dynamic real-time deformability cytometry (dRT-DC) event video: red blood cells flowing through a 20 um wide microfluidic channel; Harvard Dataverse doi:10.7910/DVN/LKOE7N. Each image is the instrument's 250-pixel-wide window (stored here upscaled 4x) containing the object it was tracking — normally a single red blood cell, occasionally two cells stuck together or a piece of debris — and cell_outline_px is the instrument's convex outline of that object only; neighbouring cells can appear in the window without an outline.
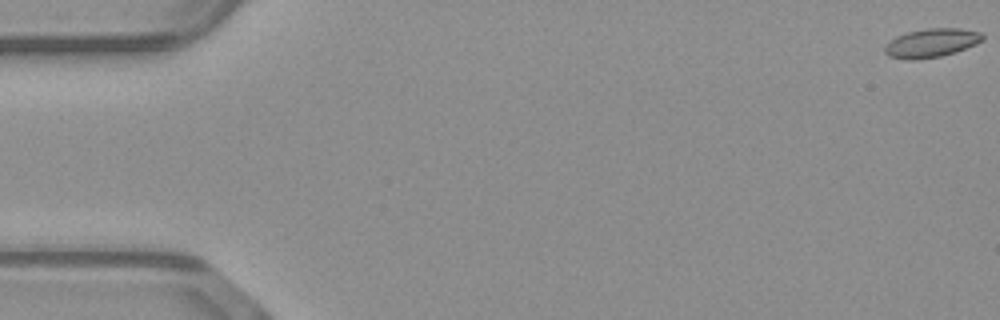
{"species": "common noctule bat (a hibernating species)", "species_latin": "Nyctalus noctula", "temperature_condition": "warm", "stored_images_in_passage": 52, "camera_frame_rate_fps": 3000, "um_per_image_px": 0.085, "animal": {"sex": "male", "body_mass_g": 23.1, "forearm_length_mm": 52.7}, "frame": {"image": 1, "passage_image": 1, "time_ms": 0.0, "image_size_px": [1000, 320], "cell_outline_px": [[984, 40], [976, 44], [956, 52], [940, 56], [916, 60], [904, 60], [888, 56], [884, 52], [884, 48], [896, 36], [908, 32], [928, 28], [960, 28], [980, 32], [984, 36]], "centroid_in_image_um": [79.18, 3.66], "position_along_channel_um": 5.8, "area_um2": 16.42}}
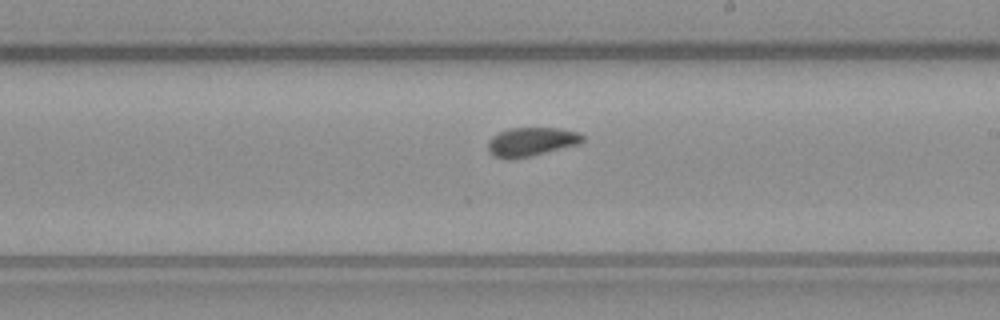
{"frame": {"image": 2, "passage_image": 30, "time_ms": 9.667, "image_size_px": [1000, 320], "cell_outline_px": [[584, 140], [580, 144], [528, 156], [508, 160], [496, 156], [488, 152], [488, 140], [492, 136], [500, 132], [512, 128], [560, 128], [576, 132], [584, 136]], "centroid_in_image_um": [45.15, 12.05], "position_along_channel_um": 243.8, "area_um2": 15.72}}
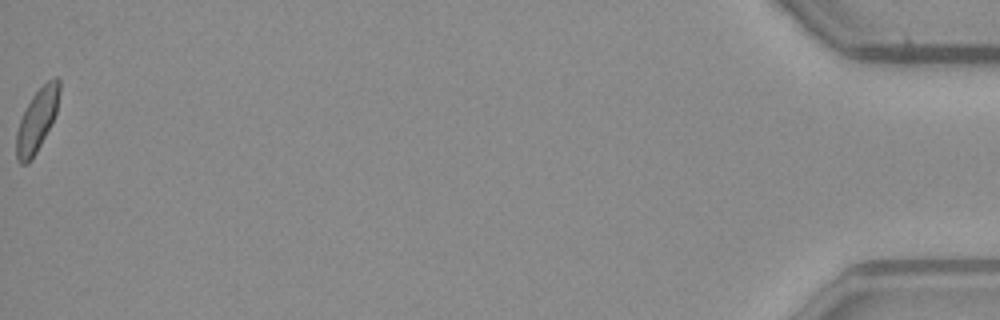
{"frame": {"image": 3, "passage_image": 52, "time_ms": 17.0, "image_size_px": [1000, 320], "cell_outline_px": [[60, 92], [56, 112], [32, 160], [28, 164], [20, 164], [16, 160], [16, 132], [20, 120], [32, 96], [48, 80], [56, 76], [60, 80]], "centroid_in_image_um": [3.13, 10.23], "position_along_channel_um": 432.1, "area_um2": 15.43}, "authors_computed_cell_mechanics": {"area_um2": 15.9528, "velocity_mm_per_s": 4.0767, "shape_relaxation_time_tau1_ms": 3.1897, "shape_relaxation_time_tau2_ms": 3.4645, "deformation_change_tau1": 0.099, "deformation_change_tau2": 0.0605}}